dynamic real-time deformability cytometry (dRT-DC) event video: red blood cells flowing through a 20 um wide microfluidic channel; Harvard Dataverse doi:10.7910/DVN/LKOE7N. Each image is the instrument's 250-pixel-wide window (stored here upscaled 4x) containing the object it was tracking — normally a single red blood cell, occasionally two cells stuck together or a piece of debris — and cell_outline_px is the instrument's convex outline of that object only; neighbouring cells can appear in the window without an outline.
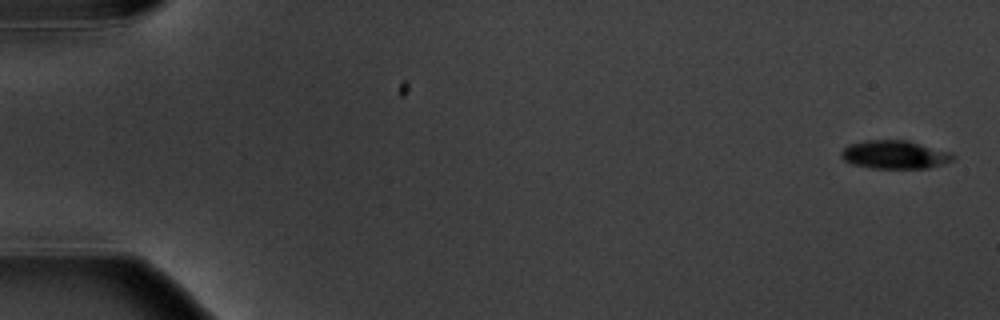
{"species": "common noctule bat (a hibernating species)", "species_latin": "Nyctalus noctula", "temperature_condition": "warm", "stored_images_in_passage": 9, "camera_frame_rate_fps": 3000, "um_per_image_px": 0.085, "animal": {"sex": "male", "body_mass_g": 20.1, "forearm_length_mm": 53.5}, "frame": {"image": 1, "passage_image": 1, "time_ms": 0.0, "image_size_px": [1000, 320], "cell_outline_px": [[956, 156], [952, 160], [928, 168], [872, 168], [852, 164], [844, 160], [840, 156], [840, 152], [848, 144], [864, 140], [908, 140], [952, 152]], "centroid_in_image_um": [76.03, 13.13], "position_along_channel_um": 9.0, "area_um2": 18.55}}
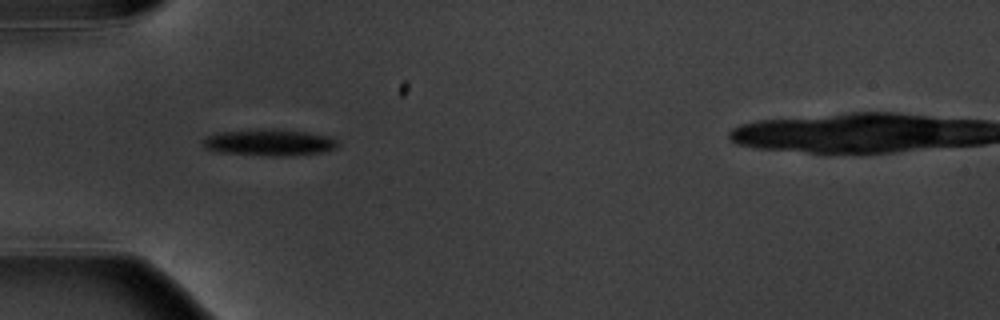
{"frame": {"image": 2, "passage_image": 6, "time_ms": 5.667, "image_size_px": [1000, 320], "cell_outline_px": [[340, 144], [336, 148], [324, 152], [284, 156], [264, 156], [220, 152], [204, 148], [200, 140], [204, 136], [220, 132], [276, 128], [308, 132], [328, 136], [340, 140]], "centroid_in_image_um": [22.9, 12.11], "position_along_channel_um": 62.1, "area_um2": 21.27}}